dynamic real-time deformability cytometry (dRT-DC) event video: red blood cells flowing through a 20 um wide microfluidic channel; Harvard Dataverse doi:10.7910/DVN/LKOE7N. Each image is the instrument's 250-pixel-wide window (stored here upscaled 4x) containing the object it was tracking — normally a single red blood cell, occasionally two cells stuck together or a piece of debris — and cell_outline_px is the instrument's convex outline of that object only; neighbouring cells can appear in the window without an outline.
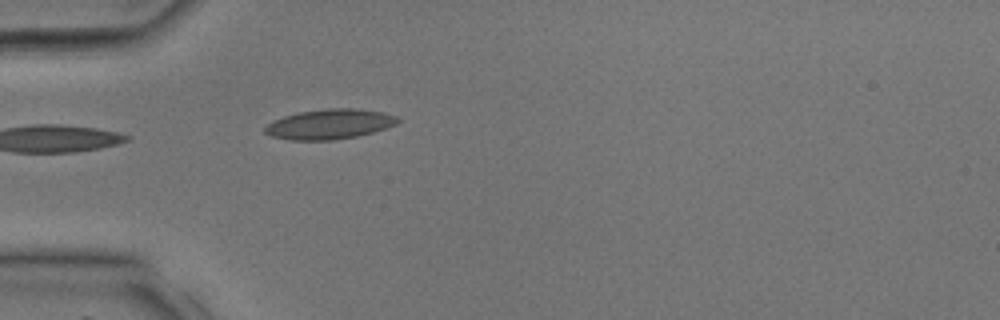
{"species": "common noctule bat (a hibernating species)", "species_latin": "Nyctalus noctula", "temperature_condition": "room temperature", "stored_images_in_passage": 1, "camera_frame_rate_fps": 3000, "um_per_image_px": 0.085, "animal": {"sex": "male", "body_mass_g": 17.9, "forearm_length_mm": 54.2}, "frame": {"image": 1, "passage_image": 1, "time_ms": 0.0, "image_size_px": [1000, 320], "cell_outline_px": [[400, 120], [396, 124], [372, 132], [356, 136], [332, 140], [292, 140], [272, 136], [264, 132], [264, 128], [272, 120], [296, 112], [328, 108], [352, 108], [384, 112], [396, 116]], "centroid_in_image_um": [27.98, 10.54], "position_along_channel_um": 57.0, "area_um2": 23.12}}